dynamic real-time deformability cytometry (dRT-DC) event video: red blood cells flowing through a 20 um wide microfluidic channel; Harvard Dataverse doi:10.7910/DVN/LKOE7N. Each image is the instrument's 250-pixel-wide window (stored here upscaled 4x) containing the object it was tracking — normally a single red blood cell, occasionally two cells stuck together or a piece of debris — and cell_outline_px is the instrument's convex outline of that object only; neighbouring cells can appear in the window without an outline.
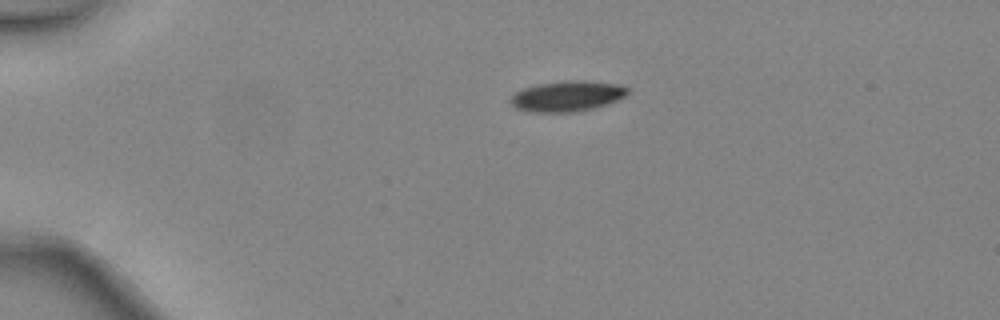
{"species": "common noctule bat (a hibernating species)", "species_latin": "Nyctalus noctula", "temperature_condition": "warm", "stored_images_in_passage": 2, "camera_frame_rate_fps": 3000, "um_per_image_px": 0.085, "animal": {"sex": "female", "body_mass_g": 24.6, "forearm_length_mm": 56.2}, "frame": {"image": 1, "passage_image": 1, "time_ms": 0.0, "image_size_px": [1000, 320], "cell_outline_px": [[628, 92], [620, 100], [596, 108], [576, 112], [528, 112], [516, 108], [508, 100], [516, 92], [524, 88], [540, 84], [572, 80], [584, 80], [620, 84], [628, 88]], "centroid_in_image_um": [48.24, 8.18], "position_along_channel_um": 36.8, "area_um2": 20.98}}